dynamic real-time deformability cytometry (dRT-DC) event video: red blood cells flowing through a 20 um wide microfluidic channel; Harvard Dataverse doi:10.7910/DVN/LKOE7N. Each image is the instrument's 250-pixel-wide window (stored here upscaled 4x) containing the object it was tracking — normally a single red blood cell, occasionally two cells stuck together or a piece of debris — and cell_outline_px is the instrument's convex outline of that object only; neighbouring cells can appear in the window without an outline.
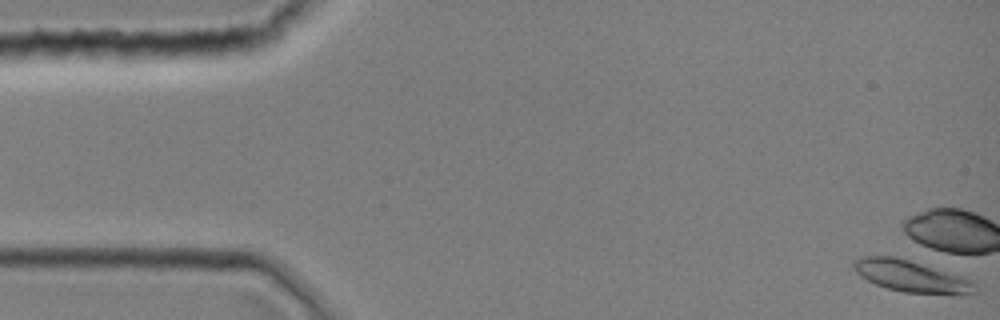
{"species": "common noctule bat (a hibernating species)", "species_latin": "Nyctalus noctula", "temperature_condition": "room temperature", "stored_images_in_passage": 40, "camera_frame_rate_fps": 3000, "um_per_image_px": 0.085, "animal": {"sex": "female", "body_mass_g": 19.0, "forearm_length_mm": 51.5}, "frame": {"image": 1, "passage_image": 1, "time_ms": 0.0, "image_size_px": [1000, 320], "cell_outline_px": [[976, 292], [904, 292], [888, 288], [876, 284], [860, 276], [852, 268], [852, 260], [860, 256], [896, 256], [964, 276], [972, 280], [976, 284]], "centroid_in_image_um": [77.35, 23.42], "position_along_channel_um": 7.6, "area_um2": 21.91}}